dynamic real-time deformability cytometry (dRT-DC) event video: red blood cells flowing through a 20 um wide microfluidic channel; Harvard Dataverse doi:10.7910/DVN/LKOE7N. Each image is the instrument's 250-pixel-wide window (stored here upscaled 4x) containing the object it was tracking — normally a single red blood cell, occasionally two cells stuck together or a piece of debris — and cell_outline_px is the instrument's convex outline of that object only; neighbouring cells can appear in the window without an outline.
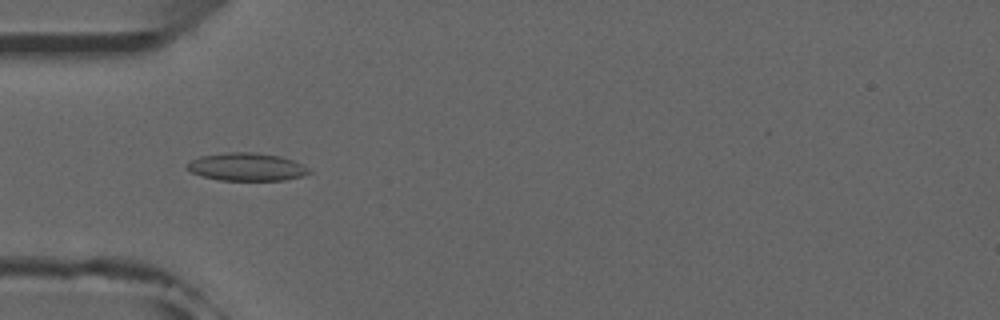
{"species": "common noctule bat (a hibernating species)", "species_latin": "Nyctalus noctula", "temperature_condition": "room temperature", "stored_images_in_passage": 52, "camera_frame_rate_fps": 3000, "um_per_image_px": 0.085, "animal": {"sex": "male", "forearm_length_mm": 52.5}, "frame": {"image": 1, "passage_image": 16, "time_ms": 5.0, "image_size_px": [1000, 320], "cell_outline_px": [[312, 172], [304, 176], [284, 180], [220, 180], [200, 176], [184, 168], [184, 164], [200, 156], [228, 152], [252, 152], [280, 156], [292, 160], [308, 168]], "centroid_in_image_um": [20.92, 14.19], "position_along_channel_um": 64.1, "area_um2": 19.88}, "authors_computed_cell_mechanics": {"area_um2": 18.0625, "velocity_mm_per_s": 3.9345, "shape_relaxation_time_tau1_ms": null, "shape_relaxation_time_tau2_ms": 1.3234, "deformation_change_tau1": null, "deformation_change_tau2": 0.0737}}